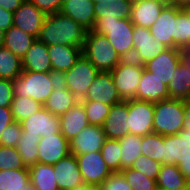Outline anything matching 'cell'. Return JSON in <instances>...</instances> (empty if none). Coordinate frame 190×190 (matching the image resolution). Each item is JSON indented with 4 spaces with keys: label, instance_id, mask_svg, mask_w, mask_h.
<instances>
[{
    "label": "cell",
    "instance_id": "cell-1",
    "mask_svg": "<svg viewBox=\"0 0 190 190\" xmlns=\"http://www.w3.org/2000/svg\"><path fill=\"white\" fill-rule=\"evenodd\" d=\"M88 30L63 14L47 15L37 40L47 46L54 44L83 48Z\"/></svg>",
    "mask_w": 190,
    "mask_h": 190
},
{
    "label": "cell",
    "instance_id": "cell-2",
    "mask_svg": "<svg viewBox=\"0 0 190 190\" xmlns=\"http://www.w3.org/2000/svg\"><path fill=\"white\" fill-rule=\"evenodd\" d=\"M92 31L106 36L122 59L132 58L134 24L130 18L101 17L96 20Z\"/></svg>",
    "mask_w": 190,
    "mask_h": 190
},
{
    "label": "cell",
    "instance_id": "cell-3",
    "mask_svg": "<svg viewBox=\"0 0 190 190\" xmlns=\"http://www.w3.org/2000/svg\"><path fill=\"white\" fill-rule=\"evenodd\" d=\"M82 54L99 71H112L123 60L106 36L92 30L86 34Z\"/></svg>",
    "mask_w": 190,
    "mask_h": 190
},
{
    "label": "cell",
    "instance_id": "cell-4",
    "mask_svg": "<svg viewBox=\"0 0 190 190\" xmlns=\"http://www.w3.org/2000/svg\"><path fill=\"white\" fill-rule=\"evenodd\" d=\"M184 108V100L169 98L154 103L153 133L178 134L183 128Z\"/></svg>",
    "mask_w": 190,
    "mask_h": 190
},
{
    "label": "cell",
    "instance_id": "cell-5",
    "mask_svg": "<svg viewBox=\"0 0 190 190\" xmlns=\"http://www.w3.org/2000/svg\"><path fill=\"white\" fill-rule=\"evenodd\" d=\"M53 90L50 72L43 73L23 70L13 80L14 96L30 97L42 105L47 101Z\"/></svg>",
    "mask_w": 190,
    "mask_h": 190
},
{
    "label": "cell",
    "instance_id": "cell-6",
    "mask_svg": "<svg viewBox=\"0 0 190 190\" xmlns=\"http://www.w3.org/2000/svg\"><path fill=\"white\" fill-rule=\"evenodd\" d=\"M144 65L123 59L112 71V79L122 100L135 99Z\"/></svg>",
    "mask_w": 190,
    "mask_h": 190
},
{
    "label": "cell",
    "instance_id": "cell-7",
    "mask_svg": "<svg viewBox=\"0 0 190 190\" xmlns=\"http://www.w3.org/2000/svg\"><path fill=\"white\" fill-rule=\"evenodd\" d=\"M99 70L83 54L76 61L75 65L65 71V78L68 89L81 101L97 76Z\"/></svg>",
    "mask_w": 190,
    "mask_h": 190
},
{
    "label": "cell",
    "instance_id": "cell-8",
    "mask_svg": "<svg viewBox=\"0 0 190 190\" xmlns=\"http://www.w3.org/2000/svg\"><path fill=\"white\" fill-rule=\"evenodd\" d=\"M129 131L145 136L153 133L154 103L144 100H128Z\"/></svg>",
    "mask_w": 190,
    "mask_h": 190
},
{
    "label": "cell",
    "instance_id": "cell-9",
    "mask_svg": "<svg viewBox=\"0 0 190 190\" xmlns=\"http://www.w3.org/2000/svg\"><path fill=\"white\" fill-rule=\"evenodd\" d=\"M167 49L166 45L154 38L150 29L134 25L132 60L144 65Z\"/></svg>",
    "mask_w": 190,
    "mask_h": 190
},
{
    "label": "cell",
    "instance_id": "cell-10",
    "mask_svg": "<svg viewBox=\"0 0 190 190\" xmlns=\"http://www.w3.org/2000/svg\"><path fill=\"white\" fill-rule=\"evenodd\" d=\"M83 182L100 186L112 173L100 151L76 155Z\"/></svg>",
    "mask_w": 190,
    "mask_h": 190
},
{
    "label": "cell",
    "instance_id": "cell-11",
    "mask_svg": "<svg viewBox=\"0 0 190 190\" xmlns=\"http://www.w3.org/2000/svg\"><path fill=\"white\" fill-rule=\"evenodd\" d=\"M20 124L25 135L45 137L60 132V117L44 107L22 120Z\"/></svg>",
    "mask_w": 190,
    "mask_h": 190
},
{
    "label": "cell",
    "instance_id": "cell-12",
    "mask_svg": "<svg viewBox=\"0 0 190 190\" xmlns=\"http://www.w3.org/2000/svg\"><path fill=\"white\" fill-rule=\"evenodd\" d=\"M83 100L103 102L107 105H115L123 101L114 84L111 71L98 72Z\"/></svg>",
    "mask_w": 190,
    "mask_h": 190
},
{
    "label": "cell",
    "instance_id": "cell-13",
    "mask_svg": "<svg viewBox=\"0 0 190 190\" xmlns=\"http://www.w3.org/2000/svg\"><path fill=\"white\" fill-rule=\"evenodd\" d=\"M70 153V141L61 132L39 140L38 163L54 165Z\"/></svg>",
    "mask_w": 190,
    "mask_h": 190
},
{
    "label": "cell",
    "instance_id": "cell-14",
    "mask_svg": "<svg viewBox=\"0 0 190 190\" xmlns=\"http://www.w3.org/2000/svg\"><path fill=\"white\" fill-rule=\"evenodd\" d=\"M182 61L181 49L168 48L144 64V69L154 74L166 85L171 81L175 68Z\"/></svg>",
    "mask_w": 190,
    "mask_h": 190
},
{
    "label": "cell",
    "instance_id": "cell-15",
    "mask_svg": "<svg viewBox=\"0 0 190 190\" xmlns=\"http://www.w3.org/2000/svg\"><path fill=\"white\" fill-rule=\"evenodd\" d=\"M46 16L29 0H24L13 13V26L37 38Z\"/></svg>",
    "mask_w": 190,
    "mask_h": 190
},
{
    "label": "cell",
    "instance_id": "cell-16",
    "mask_svg": "<svg viewBox=\"0 0 190 190\" xmlns=\"http://www.w3.org/2000/svg\"><path fill=\"white\" fill-rule=\"evenodd\" d=\"M128 100L112 105L102 128L106 139H120L130 133Z\"/></svg>",
    "mask_w": 190,
    "mask_h": 190
},
{
    "label": "cell",
    "instance_id": "cell-17",
    "mask_svg": "<svg viewBox=\"0 0 190 190\" xmlns=\"http://www.w3.org/2000/svg\"><path fill=\"white\" fill-rule=\"evenodd\" d=\"M181 9L178 6L166 5L150 28L154 38L168 48H174L175 18Z\"/></svg>",
    "mask_w": 190,
    "mask_h": 190
},
{
    "label": "cell",
    "instance_id": "cell-18",
    "mask_svg": "<svg viewBox=\"0 0 190 190\" xmlns=\"http://www.w3.org/2000/svg\"><path fill=\"white\" fill-rule=\"evenodd\" d=\"M106 140L102 127L88 125L76 137L70 140V151L73 155L100 151Z\"/></svg>",
    "mask_w": 190,
    "mask_h": 190
},
{
    "label": "cell",
    "instance_id": "cell-19",
    "mask_svg": "<svg viewBox=\"0 0 190 190\" xmlns=\"http://www.w3.org/2000/svg\"><path fill=\"white\" fill-rule=\"evenodd\" d=\"M59 190H70L83 183L76 156L69 154L53 165Z\"/></svg>",
    "mask_w": 190,
    "mask_h": 190
},
{
    "label": "cell",
    "instance_id": "cell-20",
    "mask_svg": "<svg viewBox=\"0 0 190 190\" xmlns=\"http://www.w3.org/2000/svg\"><path fill=\"white\" fill-rule=\"evenodd\" d=\"M169 98L167 85L154 74L143 69L135 99L158 103L161 100Z\"/></svg>",
    "mask_w": 190,
    "mask_h": 190
},
{
    "label": "cell",
    "instance_id": "cell-21",
    "mask_svg": "<svg viewBox=\"0 0 190 190\" xmlns=\"http://www.w3.org/2000/svg\"><path fill=\"white\" fill-rule=\"evenodd\" d=\"M60 13L74 19L88 31L93 29L96 22L92 0H63Z\"/></svg>",
    "mask_w": 190,
    "mask_h": 190
},
{
    "label": "cell",
    "instance_id": "cell-22",
    "mask_svg": "<svg viewBox=\"0 0 190 190\" xmlns=\"http://www.w3.org/2000/svg\"><path fill=\"white\" fill-rule=\"evenodd\" d=\"M166 5L156 0H133L131 22L150 29Z\"/></svg>",
    "mask_w": 190,
    "mask_h": 190
},
{
    "label": "cell",
    "instance_id": "cell-23",
    "mask_svg": "<svg viewBox=\"0 0 190 190\" xmlns=\"http://www.w3.org/2000/svg\"><path fill=\"white\" fill-rule=\"evenodd\" d=\"M60 117V132L70 141L89 125L83 104L79 101Z\"/></svg>",
    "mask_w": 190,
    "mask_h": 190
},
{
    "label": "cell",
    "instance_id": "cell-24",
    "mask_svg": "<svg viewBox=\"0 0 190 190\" xmlns=\"http://www.w3.org/2000/svg\"><path fill=\"white\" fill-rule=\"evenodd\" d=\"M22 68L25 71L49 73L52 71L48 46L37 39L22 58Z\"/></svg>",
    "mask_w": 190,
    "mask_h": 190
},
{
    "label": "cell",
    "instance_id": "cell-25",
    "mask_svg": "<svg viewBox=\"0 0 190 190\" xmlns=\"http://www.w3.org/2000/svg\"><path fill=\"white\" fill-rule=\"evenodd\" d=\"M48 55L52 70L65 72L75 65L82 55V48L54 44L48 46Z\"/></svg>",
    "mask_w": 190,
    "mask_h": 190
},
{
    "label": "cell",
    "instance_id": "cell-26",
    "mask_svg": "<svg viewBox=\"0 0 190 190\" xmlns=\"http://www.w3.org/2000/svg\"><path fill=\"white\" fill-rule=\"evenodd\" d=\"M133 0H95L96 20L101 17L119 19L130 18Z\"/></svg>",
    "mask_w": 190,
    "mask_h": 190
},
{
    "label": "cell",
    "instance_id": "cell-27",
    "mask_svg": "<svg viewBox=\"0 0 190 190\" xmlns=\"http://www.w3.org/2000/svg\"><path fill=\"white\" fill-rule=\"evenodd\" d=\"M190 146L179 135L164 136L162 165H179L189 154Z\"/></svg>",
    "mask_w": 190,
    "mask_h": 190
},
{
    "label": "cell",
    "instance_id": "cell-28",
    "mask_svg": "<svg viewBox=\"0 0 190 190\" xmlns=\"http://www.w3.org/2000/svg\"><path fill=\"white\" fill-rule=\"evenodd\" d=\"M167 89L171 99L190 101V70L183 61L175 68Z\"/></svg>",
    "mask_w": 190,
    "mask_h": 190
},
{
    "label": "cell",
    "instance_id": "cell-29",
    "mask_svg": "<svg viewBox=\"0 0 190 190\" xmlns=\"http://www.w3.org/2000/svg\"><path fill=\"white\" fill-rule=\"evenodd\" d=\"M36 39L22 29L11 26L5 31L3 46L22 59Z\"/></svg>",
    "mask_w": 190,
    "mask_h": 190
},
{
    "label": "cell",
    "instance_id": "cell-30",
    "mask_svg": "<svg viewBox=\"0 0 190 190\" xmlns=\"http://www.w3.org/2000/svg\"><path fill=\"white\" fill-rule=\"evenodd\" d=\"M156 183L163 190H186L190 186L177 165H162Z\"/></svg>",
    "mask_w": 190,
    "mask_h": 190
},
{
    "label": "cell",
    "instance_id": "cell-31",
    "mask_svg": "<svg viewBox=\"0 0 190 190\" xmlns=\"http://www.w3.org/2000/svg\"><path fill=\"white\" fill-rule=\"evenodd\" d=\"M30 183L35 190H59L53 165L36 163L28 167Z\"/></svg>",
    "mask_w": 190,
    "mask_h": 190
},
{
    "label": "cell",
    "instance_id": "cell-32",
    "mask_svg": "<svg viewBox=\"0 0 190 190\" xmlns=\"http://www.w3.org/2000/svg\"><path fill=\"white\" fill-rule=\"evenodd\" d=\"M80 100L67 88L63 90H53L43 107L54 115L61 116Z\"/></svg>",
    "mask_w": 190,
    "mask_h": 190
},
{
    "label": "cell",
    "instance_id": "cell-33",
    "mask_svg": "<svg viewBox=\"0 0 190 190\" xmlns=\"http://www.w3.org/2000/svg\"><path fill=\"white\" fill-rule=\"evenodd\" d=\"M121 145V171L133 165L134 161L142 155V136L127 134L119 139Z\"/></svg>",
    "mask_w": 190,
    "mask_h": 190
},
{
    "label": "cell",
    "instance_id": "cell-34",
    "mask_svg": "<svg viewBox=\"0 0 190 190\" xmlns=\"http://www.w3.org/2000/svg\"><path fill=\"white\" fill-rule=\"evenodd\" d=\"M174 48H190V9L182 8L175 18Z\"/></svg>",
    "mask_w": 190,
    "mask_h": 190
},
{
    "label": "cell",
    "instance_id": "cell-35",
    "mask_svg": "<svg viewBox=\"0 0 190 190\" xmlns=\"http://www.w3.org/2000/svg\"><path fill=\"white\" fill-rule=\"evenodd\" d=\"M22 71V59L4 46L0 47V78L13 81Z\"/></svg>",
    "mask_w": 190,
    "mask_h": 190
},
{
    "label": "cell",
    "instance_id": "cell-36",
    "mask_svg": "<svg viewBox=\"0 0 190 190\" xmlns=\"http://www.w3.org/2000/svg\"><path fill=\"white\" fill-rule=\"evenodd\" d=\"M30 182L28 168L0 170V190H20Z\"/></svg>",
    "mask_w": 190,
    "mask_h": 190
},
{
    "label": "cell",
    "instance_id": "cell-37",
    "mask_svg": "<svg viewBox=\"0 0 190 190\" xmlns=\"http://www.w3.org/2000/svg\"><path fill=\"white\" fill-rule=\"evenodd\" d=\"M40 139L41 136L25 135L22 133L16 149L22 157V161L26 167L38 163V143Z\"/></svg>",
    "mask_w": 190,
    "mask_h": 190
},
{
    "label": "cell",
    "instance_id": "cell-38",
    "mask_svg": "<svg viewBox=\"0 0 190 190\" xmlns=\"http://www.w3.org/2000/svg\"><path fill=\"white\" fill-rule=\"evenodd\" d=\"M43 105L30 98L14 96L10 109L15 122H21L40 110Z\"/></svg>",
    "mask_w": 190,
    "mask_h": 190
},
{
    "label": "cell",
    "instance_id": "cell-39",
    "mask_svg": "<svg viewBox=\"0 0 190 190\" xmlns=\"http://www.w3.org/2000/svg\"><path fill=\"white\" fill-rule=\"evenodd\" d=\"M141 151L142 155L162 164L164 136L157 133L142 136Z\"/></svg>",
    "mask_w": 190,
    "mask_h": 190
},
{
    "label": "cell",
    "instance_id": "cell-40",
    "mask_svg": "<svg viewBox=\"0 0 190 190\" xmlns=\"http://www.w3.org/2000/svg\"><path fill=\"white\" fill-rule=\"evenodd\" d=\"M100 152L111 172H121V145L119 139H106Z\"/></svg>",
    "mask_w": 190,
    "mask_h": 190
},
{
    "label": "cell",
    "instance_id": "cell-41",
    "mask_svg": "<svg viewBox=\"0 0 190 190\" xmlns=\"http://www.w3.org/2000/svg\"><path fill=\"white\" fill-rule=\"evenodd\" d=\"M80 102L83 104V107L85 109L89 125L102 127L112 105H107L103 102L92 100H81Z\"/></svg>",
    "mask_w": 190,
    "mask_h": 190
},
{
    "label": "cell",
    "instance_id": "cell-42",
    "mask_svg": "<svg viewBox=\"0 0 190 190\" xmlns=\"http://www.w3.org/2000/svg\"><path fill=\"white\" fill-rule=\"evenodd\" d=\"M133 190H157L155 179L149 178L139 171L129 167L121 171Z\"/></svg>",
    "mask_w": 190,
    "mask_h": 190
},
{
    "label": "cell",
    "instance_id": "cell-43",
    "mask_svg": "<svg viewBox=\"0 0 190 190\" xmlns=\"http://www.w3.org/2000/svg\"><path fill=\"white\" fill-rule=\"evenodd\" d=\"M28 168L22 161L16 147L0 145V170H17Z\"/></svg>",
    "mask_w": 190,
    "mask_h": 190
},
{
    "label": "cell",
    "instance_id": "cell-44",
    "mask_svg": "<svg viewBox=\"0 0 190 190\" xmlns=\"http://www.w3.org/2000/svg\"><path fill=\"white\" fill-rule=\"evenodd\" d=\"M161 166V163L156 162L145 155H141L134 161L131 168L139 171L141 174L149 178L156 180Z\"/></svg>",
    "mask_w": 190,
    "mask_h": 190
},
{
    "label": "cell",
    "instance_id": "cell-45",
    "mask_svg": "<svg viewBox=\"0 0 190 190\" xmlns=\"http://www.w3.org/2000/svg\"><path fill=\"white\" fill-rule=\"evenodd\" d=\"M23 131L20 122H13L7 126L0 136V145L16 147Z\"/></svg>",
    "mask_w": 190,
    "mask_h": 190
},
{
    "label": "cell",
    "instance_id": "cell-46",
    "mask_svg": "<svg viewBox=\"0 0 190 190\" xmlns=\"http://www.w3.org/2000/svg\"><path fill=\"white\" fill-rule=\"evenodd\" d=\"M101 190H133L122 172H112L100 185Z\"/></svg>",
    "mask_w": 190,
    "mask_h": 190
},
{
    "label": "cell",
    "instance_id": "cell-47",
    "mask_svg": "<svg viewBox=\"0 0 190 190\" xmlns=\"http://www.w3.org/2000/svg\"><path fill=\"white\" fill-rule=\"evenodd\" d=\"M13 98V81L0 78V107H10Z\"/></svg>",
    "mask_w": 190,
    "mask_h": 190
},
{
    "label": "cell",
    "instance_id": "cell-48",
    "mask_svg": "<svg viewBox=\"0 0 190 190\" xmlns=\"http://www.w3.org/2000/svg\"><path fill=\"white\" fill-rule=\"evenodd\" d=\"M34 4L40 11L44 12L46 15L59 13L63 0H29Z\"/></svg>",
    "mask_w": 190,
    "mask_h": 190
},
{
    "label": "cell",
    "instance_id": "cell-49",
    "mask_svg": "<svg viewBox=\"0 0 190 190\" xmlns=\"http://www.w3.org/2000/svg\"><path fill=\"white\" fill-rule=\"evenodd\" d=\"M51 84L54 90L67 89L65 72L52 70L50 72Z\"/></svg>",
    "mask_w": 190,
    "mask_h": 190
},
{
    "label": "cell",
    "instance_id": "cell-50",
    "mask_svg": "<svg viewBox=\"0 0 190 190\" xmlns=\"http://www.w3.org/2000/svg\"><path fill=\"white\" fill-rule=\"evenodd\" d=\"M14 122L10 107H0V136L3 130Z\"/></svg>",
    "mask_w": 190,
    "mask_h": 190
},
{
    "label": "cell",
    "instance_id": "cell-51",
    "mask_svg": "<svg viewBox=\"0 0 190 190\" xmlns=\"http://www.w3.org/2000/svg\"><path fill=\"white\" fill-rule=\"evenodd\" d=\"M13 26V13L0 7V28L7 31Z\"/></svg>",
    "mask_w": 190,
    "mask_h": 190
},
{
    "label": "cell",
    "instance_id": "cell-52",
    "mask_svg": "<svg viewBox=\"0 0 190 190\" xmlns=\"http://www.w3.org/2000/svg\"><path fill=\"white\" fill-rule=\"evenodd\" d=\"M24 0H0V7L14 13Z\"/></svg>",
    "mask_w": 190,
    "mask_h": 190
},
{
    "label": "cell",
    "instance_id": "cell-53",
    "mask_svg": "<svg viewBox=\"0 0 190 190\" xmlns=\"http://www.w3.org/2000/svg\"><path fill=\"white\" fill-rule=\"evenodd\" d=\"M178 167L184 177L190 182V152L178 165Z\"/></svg>",
    "mask_w": 190,
    "mask_h": 190
},
{
    "label": "cell",
    "instance_id": "cell-54",
    "mask_svg": "<svg viewBox=\"0 0 190 190\" xmlns=\"http://www.w3.org/2000/svg\"><path fill=\"white\" fill-rule=\"evenodd\" d=\"M190 133V101H185L183 128Z\"/></svg>",
    "mask_w": 190,
    "mask_h": 190
},
{
    "label": "cell",
    "instance_id": "cell-55",
    "mask_svg": "<svg viewBox=\"0 0 190 190\" xmlns=\"http://www.w3.org/2000/svg\"><path fill=\"white\" fill-rule=\"evenodd\" d=\"M99 189H100V186L93 185V184H86L83 182L82 184L77 185L70 190H99Z\"/></svg>",
    "mask_w": 190,
    "mask_h": 190
},
{
    "label": "cell",
    "instance_id": "cell-56",
    "mask_svg": "<svg viewBox=\"0 0 190 190\" xmlns=\"http://www.w3.org/2000/svg\"><path fill=\"white\" fill-rule=\"evenodd\" d=\"M182 61L186 64L187 68L190 70V48L182 49Z\"/></svg>",
    "mask_w": 190,
    "mask_h": 190
},
{
    "label": "cell",
    "instance_id": "cell-57",
    "mask_svg": "<svg viewBox=\"0 0 190 190\" xmlns=\"http://www.w3.org/2000/svg\"><path fill=\"white\" fill-rule=\"evenodd\" d=\"M174 6L188 8L190 6V0H174Z\"/></svg>",
    "mask_w": 190,
    "mask_h": 190
},
{
    "label": "cell",
    "instance_id": "cell-58",
    "mask_svg": "<svg viewBox=\"0 0 190 190\" xmlns=\"http://www.w3.org/2000/svg\"><path fill=\"white\" fill-rule=\"evenodd\" d=\"M185 141L186 143L190 146V133H188L186 130L182 129L178 133Z\"/></svg>",
    "mask_w": 190,
    "mask_h": 190
},
{
    "label": "cell",
    "instance_id": "cell-59",
    "mask_svg": "<svg viewBox=\"0 0 190 190\" xmlns=\"http://www.w3.org/2000/svg\"><path fill=\"white\" fill-rule=\"evenodd\" d=\"M5 31L0 28V47L3 46Z\"/></svg>",
    "mask_w": 190,
    "mask_h": 190
},
{
    "label": "cell",
    "instance_id": "cell-60",
    "mask_svg": "<svg viewBox=\"0 0 190 190\" xmlns=\"http://www.w3.org/2000/svg\"><path fill=\"white\" fill-rule=\"evenodd\" d=\"M162 2L165 5H174V0H156Z\"/></svg>",
    "mask_w": 190,
    "mask_h": 190
},
{
    "label": "cell",
    "instance_id": "cell-61",
    "mask_svg": "<svg viewBox=\"0 0 190 190\" xmlns=\"http://www.w3.org/2000/svg\"><path fill=\"white\" fill-rule=\"evenodd\" d=\"M20 190H35L33 185L29 182L26 186H23V189Z\"/></svg>",
    "mask_w": 190,
    "mask_h": 190
}]
</instances>
